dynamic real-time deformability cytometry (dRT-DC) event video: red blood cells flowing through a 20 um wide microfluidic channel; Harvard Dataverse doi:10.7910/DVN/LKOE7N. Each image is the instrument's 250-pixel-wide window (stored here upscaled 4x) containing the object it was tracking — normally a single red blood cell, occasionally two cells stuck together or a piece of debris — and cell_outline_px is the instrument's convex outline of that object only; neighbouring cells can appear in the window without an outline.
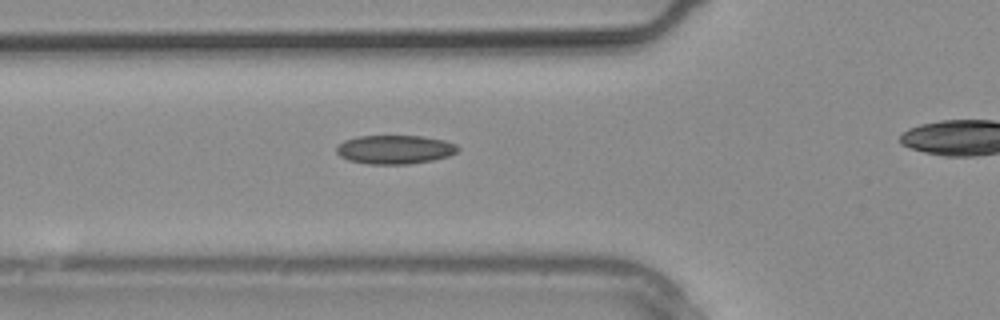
{"species": "common noctule bat (a hibernating species)", "species_latin": "Nyctalus noctula", "temperature_condition": "warm", "stored_images_in_passage": 10, "camera_frame_rate_fps": 3000, "um_per_image_px": 0.085, "animal": {"sex": "male", "body_mass_g": 20.4}, "frame": {"image": 1, "passage_image": 2, "time_ms": 0.333, "image_size_px": [1000, 320], "cell_outline_px": [[460, 148], [456, 152], [448, 156], [432, 160], [408, 164], [368, 164], [348, 160], [340, 156], [336, 152], [336, 148], [344, 140], [360, 136], [424, 136], [444, 140], [456, 144]], "centroid_in_image_um": [33.57, 12.71], "position_along_channel_um": 92.2, "area_um2": 20.35}}